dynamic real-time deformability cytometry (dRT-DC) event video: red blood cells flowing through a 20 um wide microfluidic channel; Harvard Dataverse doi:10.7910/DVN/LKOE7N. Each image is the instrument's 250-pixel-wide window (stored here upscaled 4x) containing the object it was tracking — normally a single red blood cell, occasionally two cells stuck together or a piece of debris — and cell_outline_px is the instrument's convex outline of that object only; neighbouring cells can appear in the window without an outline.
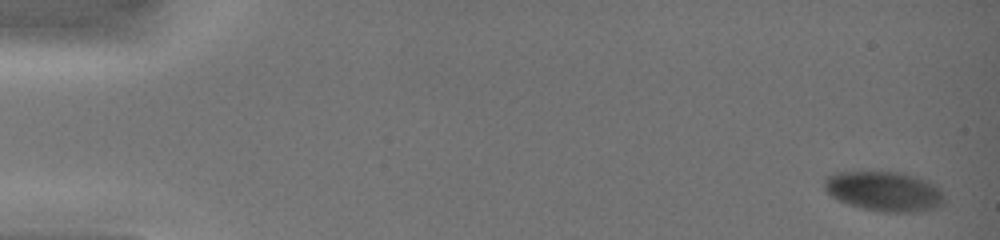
{"species": "common noctule bat (a hibernating species)", "species_latin": "Nyctalus noctula", "temperature_condition": "warm", "stored_images_in_passage": 6, "camera_frame_rate_fps": 3000, "um_per_image_px": 0.085, "animal": {"sex": "female", "body_mass_g": 19.0, "forearm_length_mm": 51.5}, "frame": {"image": 1, "passage_image": 1, "time_ms": 0.0, "image_size_px": [1000, 240], "cell_outline_px": [[944, 204], [932, 208], [912, 212], [884, 212], [864, 208], [848, 204], [832, 196], [824, 188], [824, 180], [828, 176], [836, 172], [904, 172], [924, 180], [940, 188], [944, 196]], "centroid_in_image_um": [75.16, 16.25], "position_along_channel_um": 9.8, "area_um2": 27.51}}
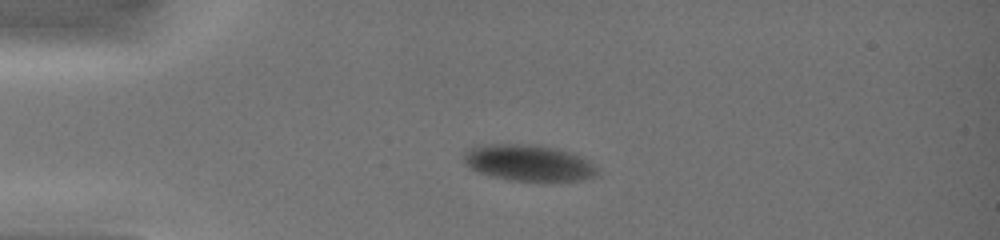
{"frame": {"image": 2, "passage_image": 4, "time_ms": 3.667, "image_size_px": [1000, 240], "cell_outline_px": [[600, 176], [584, 180], [508, 180], [476, 172], [464, 164], [464, 152], [480, 144], [536, 144], [560, 148], [572, 152], [588, 160], [600, 172]], "centroid_in_image_um": [44.95, 13.83], "position_along_channel_um": 40.0, "area_um2": 28.55}}
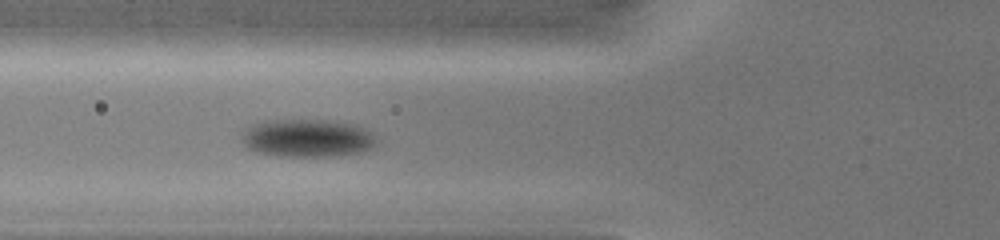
{"frame": {"image": 3, "passage_image": 6, "time_ms": 6.0, "image_size_px": [1000, 240], "cell_outline_px": [[380, 140], [376, 148], [360, 152], [332, 156], [288, 156], [256, 152], [248, 148], [240, 140], [240, 132], [248, 124], [264, 120], [336, 120], [356, 124], [368, 128]], "centroid_in_image_um": [26.16, 11.71], "position_along_channel_um": 99.6, "area_um2": 30.75}}